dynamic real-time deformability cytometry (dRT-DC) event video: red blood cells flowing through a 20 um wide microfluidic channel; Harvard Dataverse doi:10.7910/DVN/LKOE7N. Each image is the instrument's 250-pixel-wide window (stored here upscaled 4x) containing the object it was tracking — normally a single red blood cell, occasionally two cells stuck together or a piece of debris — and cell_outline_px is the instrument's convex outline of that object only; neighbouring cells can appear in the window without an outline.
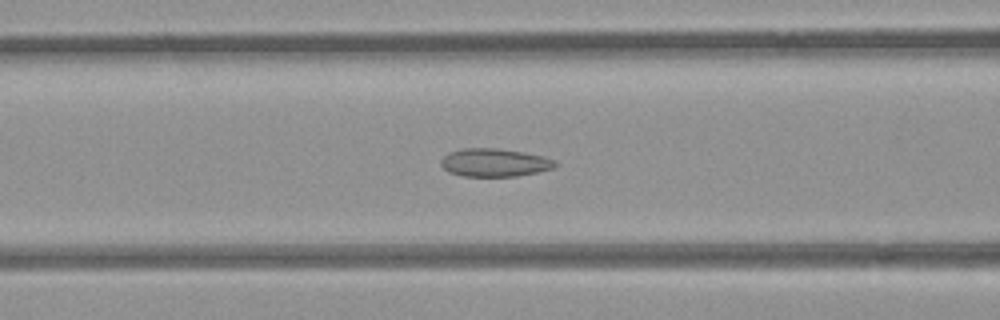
{"species": "common noctule bat (a hibernating species)", "species_latin": "Nyctalus noctula", "temperature_condition": "room temperature", "stored_images_in_passage": 44, "camera_frame_rate_fps": 3000, "um_per_image_px": 0.085, "animal": {"sex": "female", "body_mass_g": 21.9}, "frame": {"image": 1, "passage_image": 16, "time_ms": 5.0, "image_size_px": [1000, 320], "cell_outline_px": [[560, 164], [556, 168], [516, 176], [460, 176], [448, 172], [440, 164], [440, 160], [448, 152], [464, 148], [496, 148], [524, 152], [544, 156], [556, 160]], "centroid_in_image_um": [42.06, 13.82], "position_along_channel_um": 124.5, "area_um2": 18.96}}
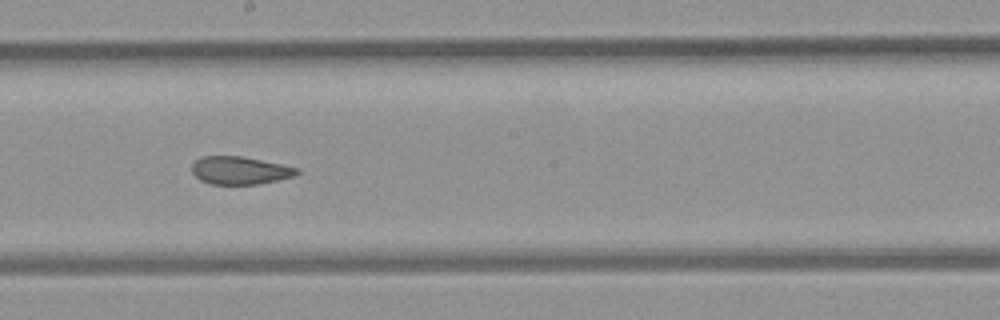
{"frame": {"image": 2, "passage_image": 24, "time_ms": 7.667, "image_size_px": [1000, 320], "cell_outline_px": [[300, 172], [292, 176], [276, 180], [256, 184], [208, 184], [200, 180], [192, 172], [192, 164], [200, 156], [240, 156], [300, 168]], "centroid_in_image_um": [20.35, 14.48], "position_along_channel_um": 227.8, "area_um2": 16.88}}
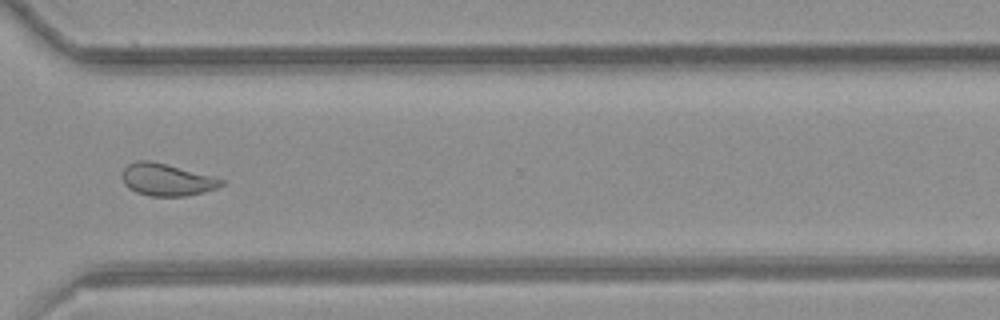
{"frame": {"image": 3, "passage_image": 34, "time_ms": 11.0, "image_size_px": [1000, 320], "cell_outline_px": [[224, 184], [216, 188], [204, 192], [184, 196], [148, 196], [136, 192], [128, 188], [124, 184], [120, 176], [124, 168], [128, 164], [136, 160], [148, 160], [212, 176], [224, 180]], "centroid_in_image_um": [14.11, 15.28], "position_along_channel_um": 356.5, "area_um2": 18.5}, "authors_computed_cell_mechanics": {"area_um2": 19.5653, "velocity_mm_per_s": 3.8662, "shape_relaxation_time_tau1_ms": null, "shape_relaxation_time_tau2_ms": 1.7869, "deformation_change_tau1": null, "deformation_change_tau2": 0.0798}}